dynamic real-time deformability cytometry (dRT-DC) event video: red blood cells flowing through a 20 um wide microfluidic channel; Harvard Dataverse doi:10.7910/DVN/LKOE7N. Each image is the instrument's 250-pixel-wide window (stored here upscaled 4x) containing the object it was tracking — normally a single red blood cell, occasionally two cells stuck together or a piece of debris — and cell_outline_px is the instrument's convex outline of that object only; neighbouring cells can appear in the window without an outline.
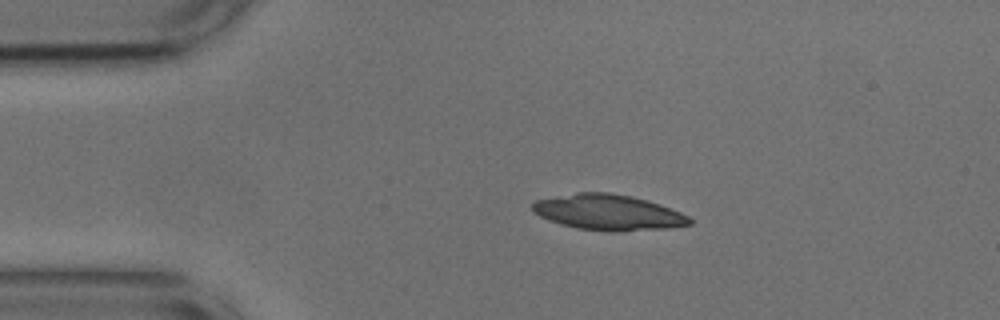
{"species": "common noctule bat (a hibernating species)", "species_latin": "Nyctalus noctula", "temperature_condition": "cold", "stored_images_in_passage": 46, "camera_frame_rate_fps": 3000, "um_per_image_px": 0.085, "animal": {"sex": "male", "body_mass_g": 17.9, "forearm_length_mm": 54.2}, "frame": {"image": 1, "passage_image": 9, "time_ms": 2.667, "image_size_px": [1000, 320], "cell_outline_px": [[692, 224], [668, 228], [616, 232], [608, 232], [576, 228], [560, 224], [548, 220], [532, 212], [532, 204], [536, 200], [576, 192], [612, 192], [632, 196], [648, 200], [660, 204], [680, 212], [688, 216], [692, 220]], "centroid_in_image_um": [51.7, 18.05], "position_along_channel_um": 33.3, "area_um2": 32.95}}
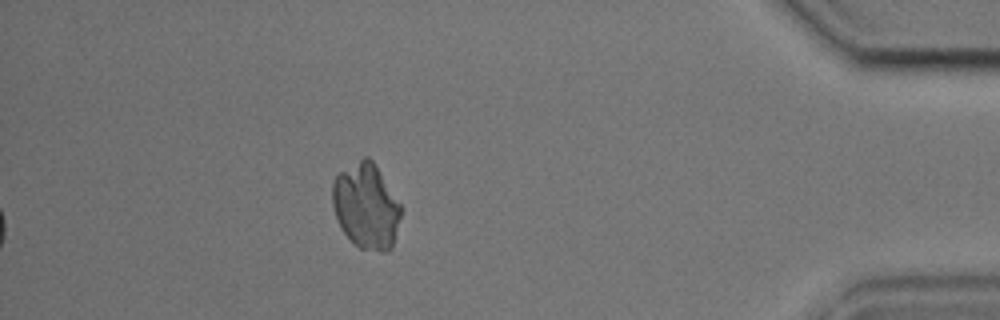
{"frame": {"image": 2, "passage_image": 46, "time_ms": 15.0, "image_size_px": [1000, 320], "cell_outline_px": [[404, 208], [392, 248], [388, 252], [380, 252], [360, 248], [340, 228], [336, 220], [332, 204], [332, 180], [340, 172], [364, 156], [368, 156], [372, 160]], "centroid_in_image_um": [31.14, 17.53], "position_along_channel_um": 404.1, "area_um2": 34.45}}